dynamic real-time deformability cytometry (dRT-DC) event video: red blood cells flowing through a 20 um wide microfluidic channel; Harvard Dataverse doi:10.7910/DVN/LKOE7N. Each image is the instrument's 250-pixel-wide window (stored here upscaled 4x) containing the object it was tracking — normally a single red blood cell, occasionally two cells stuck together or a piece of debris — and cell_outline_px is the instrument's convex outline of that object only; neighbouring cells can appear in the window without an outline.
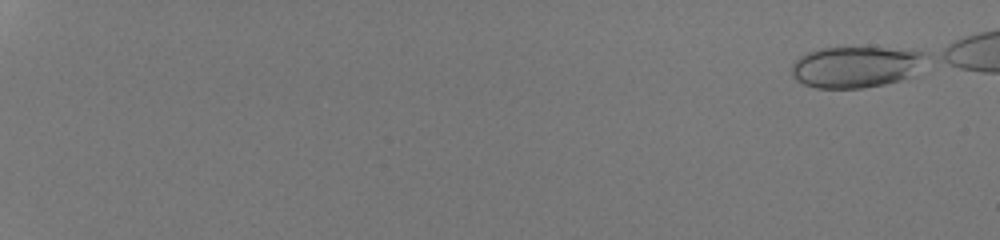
{"species": "human", "species_latin": "Homo sapiens", "temperature_condition": "room temperature", "stored_images_in_passage": 11, "camera_frame_rate_fps": 3000, "um_per_image_px": 0.085, "donor": {"sex": "male"}, "frame": {"image": 1, "passage_image": 1, "time_ms": 0.0, "image_size_px": [1000, 240], "cell_outline_px": [[928, 56], [912, 76], [900, 80], [884, 84], [860, 88], [816, 88], [804, 84], [796, 80], [792, 76], [792, 64], [800, 56], [808, 52], [820, 48], [912, 48], [924, 52]], "centroid_in_image_um": [72.77, 5.67], "position_along_channel_um": 12.2, "area_um2": 32.48}}